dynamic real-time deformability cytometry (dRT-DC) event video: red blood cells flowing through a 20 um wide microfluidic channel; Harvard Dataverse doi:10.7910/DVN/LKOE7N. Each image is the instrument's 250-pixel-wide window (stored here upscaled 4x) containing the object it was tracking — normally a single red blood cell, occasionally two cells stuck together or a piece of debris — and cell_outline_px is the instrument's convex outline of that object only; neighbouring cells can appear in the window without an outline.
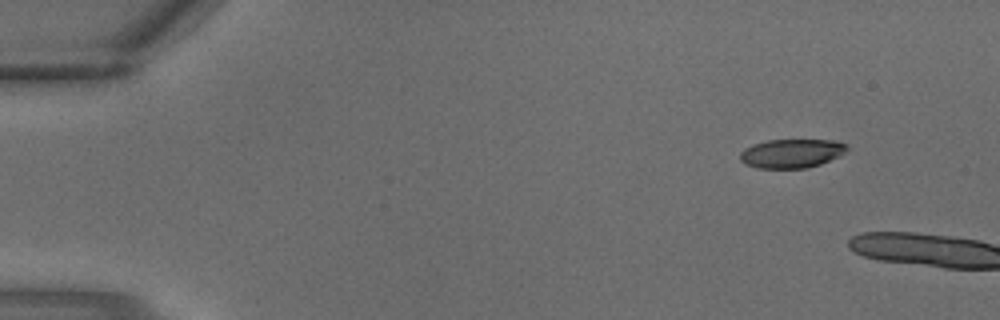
{"species": "common noctule bat (a hibernating species)", "species_latin": "Nyctalus noctula", "temperature_condition": "warm", "stored_images_in_passage": 2, "camera_frame_rate_fps": 3000, "um_per_image_px": 0.085, "animal": {"sex": "male", "body_mass_g": 18.8}, "frame": {"image": 1, "passage_image": 2, "time_ms": 0.333, "image_size_px": [1000, 320], "cell_outline_px": [[848, 148], [840, 156], [820, 164], [808, 168], [756, 168], [744, 164], [740, 160], [740, 152], [744, 148], [752, 144], [768, 140], [836, 140], [848, 144]], "centroid_in_image_um": [67.28, 13.04], "position_along_channel_um": 17.7, "area_um2": 18.21}}